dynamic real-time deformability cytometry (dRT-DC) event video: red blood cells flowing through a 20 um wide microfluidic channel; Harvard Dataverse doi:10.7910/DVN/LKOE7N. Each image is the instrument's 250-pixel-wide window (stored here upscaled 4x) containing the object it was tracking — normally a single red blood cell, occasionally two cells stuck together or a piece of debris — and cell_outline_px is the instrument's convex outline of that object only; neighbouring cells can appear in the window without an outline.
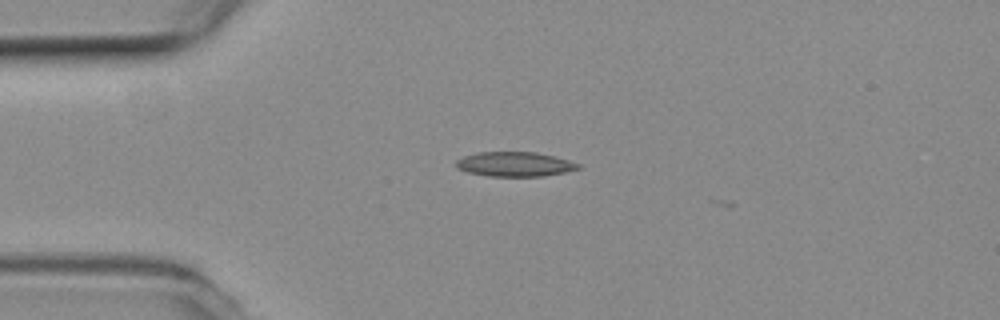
{"species": "common noctule bat (a hibernating species)", "species_latin": "Nyctalus noctula", "temperature_condition": "room temperature", "stored_images_in_passage": 5, "camera_frame_rate_fps": 3000, "um_per_image_px": 0.085, "animal": {"sex": "female", "body_mass_g": 19.3, "forearm_length_mm": 54.1}, "frame": {"image": 1, "passage_image": 3, "time_ms": 0.667, "image_size_px": [1000, 320], "cell_outline_px": [[584, 168], [544, 176], [488, 176], [468, 172], [456, 168], [456, 160], [464, 156], [476, 152], [536, 152], [556, 156], [580, 164]], "centroid_in_image_um": [43.78, 13.95], "position_along_channel_um": 41.2, "area_um2": 17.63}}